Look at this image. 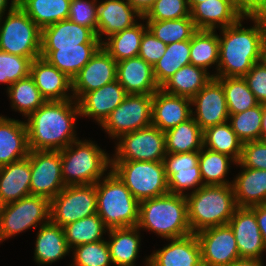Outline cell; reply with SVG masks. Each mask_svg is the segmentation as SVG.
I'll return each mask as SVG.
<instances>
[{"instance_id": "cell-1", "label": "cell", "mask_w": 266, "mask_h": 266, "mask_svg": "<svg viewBox=\"0 0 266 266\" xmlns=\"http://www.w3.org/2000/svg\"><path fill=\"white\" fill-rule=\"evenodd\" d=\"M250 18L254 25L245 28L241 22ZM243 16L236 23L221 28L219 38V62L213 77H244L256 62L262 60V43L266 21Z\"/></svg>"}, {"instance_id": "cell-2", "label": "cell", "mask_w": 266, "mask_h": 266, "mask_svg": "<svg viewBox=\"0 0 266 266\" xmlns=\"http://www.w3.org/2000/svg\"><path fill=\"white\" fill-rule=\"evenodd\" d=\"M79 115V106L74 99L46 101L28 116L29 149L60 151L66 148L77 140L74 128Z\"/></svg>"}, {"instance_id": "cell-3", "label": "cell", "mask_w": 266, "mask_h": 266, "mask_svg": "<svg viewBox=\"0 0 266 266\" xmlns=\"http://www.w3.org/2000/svg\"><path fill=\"white\" fill-rule=\"evenodd\" d=\"M137 227L153 231L164 239L180 238L191 234L186 196L167 193L139 202Z\"/></svg>"}, {"instance_id": "cell-4", "label": "cell", "mask_w": 266, "mask_h": 266, "mask_svg": "<svg viewBox=\"0 0 266 266\" xmlns=\"http://www.w3.org/2000/svg\"><path fill=\"white\" fill-rule=\"evenodd\" d=\"M185 196L188 222L194 234L227 225L237 208L232 184L203 185Z\"/></svg>"}, {"instance_id": "cell-5", "label": "cell", "mask_w": 266, "mask_h": 266, "mask_svg": "<svg viewBox=\"0 0 266 266\" xmlns=\"http://www.w3.org/2000/svg\"><path fill=\"white\" fill-rule=\"evenodd\" d=\"M95 184L97 214L109 229L135 227L139 221V201L110 169Z\"/></svg>"}, {"instance_id": "cell-6", "label": "cell", "mask_w": 266, "mask_h": 266, "mask_svg": "<svg viewBox=\"0 0 266 266\" xmlns=\"http://www.w3.org/2000/svg\"><path fill=\"white\" fill-rule=\"evenodd\" d=\"M60 154L65 186L96 184L111 167L108 154L91 140L77 139L60 150Z\"/></svg>"}, {"instance_id": "cell-7", "label": "cell", "mask_w": 266, "mask_h": 266, "mask_svg": "<svg viewBox=\"0 0 266 266\" xmlns=\"http://www.w3.org/2000/svg\"><path fill=\"white\" fill-rule=\"evenodd\" d=\"M0 18V50L7 53L29 57H40L41 29L11 0L8 14L4 21Z\"/></svg>"}, {"instance_id": "cell-8", "label": "cell", "mask_w": 266, "mask_h": 266, "mask_svg": "<svg viewBox=\"0 0 266 266\" xmlns=\"http://www.w3.org/2000/svg\"><path fill=\"white\" fill-rule=\"evenodd\" d=\"M110 169L139 202L169 193L163 161H111Z\"/></svg>"}, {"instance_id": "cell-9", "label": "cell", "mask_w": 266, "mask_h": 266, "mask_svg": "<svg viewBox=\"0 0 266 266\" xmlns=\"http://www.w3.org/2000/svg\"><path fill=\"white\" fill-rule=\"evenodd\" d=\"M42 221V222H41ZM50 221V200L29 195L0 206V242ZM41 224V225H40Z\"/></svg>"}, {"instance_id": "cell-10", "label": "cell", "mask_w": 266, "mask_h": 266, "mask_svg": "<svg viewBox=\"0 0 266 266\" xmlns=\"http://www.w3.org/2000/svg\"><path fill=\"white\" fill-rule=\"evenodd\" d=\"M97 214L95 184L65 186L50 200V221L60 227Z\"/></svg>"}, {"instance_id": "cell-11", "label": "cell", "mask_w": 266, "mask_h": 266, "mask_svg": "<svg viewBox=\"0 0 266 266\" xmlns=\"http://www.w3.org/2000/svg\"><path fill=\"white\" fill-rule=\"evenodd\" d=\"M153 95L128 94L100 125L112 138L152 125Z\"/></svg>"}, {"instance_id": "cell-12", "label": "cell", "mask_w": 266, "mask_h": 266, "mask_svg": "<svg viewBox=\"0 0 266 266\" xmlns=\"http://www.w3.org/2000/svg\"><path fill=\"white\" fill-rule=\"evenodd\" d=\"M111 161H164L165 132L153 125L121 135Z\"/></svg>"}, {"instance_id": "cell-13", "label": "cell", "mask_w": 266, "mask_h": 266, "mask_svg": "<svg viewBox=\"0 0 266 266\" xmlns=\"http://www.w3.org/2000/svg\"><path fill=\"white\" fill-rule=\"evenodd\" d=\"M31 195L53 199L65 187L60 151L30 150Z\"/></svg>"}, {"instance_id": "cell-14", "label": "cell", "mask_w": 266, "mask_h": 266, "mask_svg": "<svg viewBox=\"0 0 266 266\" xmlns=\"http://www.w3.org/2000/svg\"><path fill=\"white\" fill-rule=\"evenodd\" d=\"M195 235L201 247L203 266H229L240 258L234 233L228 224L207 228Z\"/></svg>"}, {"instance_id": "cell-15", "label": "cell", "mask_w": 266, "mask_h": 266, "mask_svg": "<svg viewBox=\"0 0 266 266\" xmlns=\"http://www.w3.org/2000/svg\"><path fill=\"white\" fill-rule=\"evenodd\" d=\"M117 62L101 46L72 79L73 99L77 102L85 93L116 80Z\"/></svg>"}, {"instance_id": "cell-16", "label": "cell", "mask_w": 266, "mask_h": 266, "mask_svg": "<svg viewBox=\"0 0 266 266\" xmlns=\"http://www.w3.org/2000/svg\"><path fill=\"white\" fill-rule=\"evenodd\" d=\"M191 105L196 107L192 117L202 130L229 121L223 86L214 77L191 99Z\"/></svg>"}, {"instance_id": "cell-17", "label": "cell", "mask_w": 266, "mask_h": 266, "mask_svg": "<svg viewBox=\"0 0 266 266\" xmlns=\"http://www.w3.org/2000/svg\"><path fill=\"white\" fill-rule=\"evenodd\" d=\"M199 151L189 153H166L164 165L168 179V191L172 194L185 195L184 190L203 186L199 168Z\"/></svg>"}, {"instance_id": "cell-18", "label": "cell", "mask_w": 266, "mask_h": 266, "mask_svg": "<svg viewBox=\"0 0 266 266\" xmlns=\"http://www.w3.org/2000/svg\"><path fill=\"white\" fill-rule=\"evenodd\" d=\"M228 225L234 233L240 258L262 259L266 248L255 212L250 207H237Z\"/></svg>"}, {"instance_id": "cell-19", "label": "cell", "mask_w": 266, "mask_h": 266, "mask_svg": "<svg viewBox=\"0 0 266 266\" xmlns=\"http://www.w3.org/2000/svg\"><path fill=\"white\" fill-rule=\"evenodd\" d=\"M83 43H102L91 29L65 19L41 30V50L80 47Z\"/></svg>"}, {"instance_id": "cell-20", "label": "cell", "mask_w": 266, "mask_h": 266, "mask_svg": "<svg viewBox=\"0 0 266 266\" xmlns=\"http://www.w3.org/2000/svg\"><path fill=\"white\" fill-rule=\"evenodd\" d=\"M116 80L127 94L153 95L160 89L153 66L139 56L117 62Z\"/></svg>"}, {"instance_id": "cell-21", "label": "cell", "mask_w": 266, "mask_h": 266, "mask_svg": "<svg viewBox=\"0 0 266 266\" xmlns=\"http://www.w3.org/2000/svg\"><path fill=\"white\" fill-rule=\"evenodd\" d=\"M30 76L46 101L73 99V95L69 96L67 93L72 90V79L43 57L32 61Z\"/></svg>"}, {"instance_id": "cell-22", "label": "cell", "mask_w": 266, "mask_h": 266, "mask_svg": "<svg viewBox=\"0 0 266 266\" xmlns=\"http://www.w3.org/2000/svg\"><path fill=\"white\" fill-rule=\"evenodd\" d=\"M192 117L191 99L158 89L153 94L152 125L166 132Z\"/></svg>"}, {"instance_id": "cell-23", "label": "cell", "mask_w": 266, "mask_h": 266, "mask_svg": "<svg viewBox=\"0 0 266 266\" xmlns=\"http://www.w3.org/2000/svg\"><path fill=\"white\" fill-rule=\"evenodd\" d=\"M127 95L117 80L87 92L77 101L80 116L93 117L101 125Z\"/></svg>"}, {"instance_id": "cell-24", "label": "cell", "mask_w": 266, "mask_h": 266, "mask_svg": "<svg viewBox=\"0 0 266 266\" xmlns=\"http://www.w3.org/2000/svg\"><path fill=\"white\" fill-rule=\"evenodd\" d=\"M168 240V245L148 257L154 266H203L201 247L194 233Z\"/></svg>"}, {"instance_id": "cell-25", "label": "cell", "mask_w": 266, "mask_h": 266, "mask_svg": "<svg viewBox=\"0 0 266 266\" xmlns=\"http://www.w3.org/2000/svg\"><path fill=\"white\" fill-rule=\"evenodd\" d=\"M140 15L126 0H105L97 5V38L108 37L114 33L134 26L135 17Z\"/></svg>"}, {"instance_id": "cell-26", "label": "cell", "mask_w": 266, "mask_h": 266, "mask_svg": "<svg viewBox=\"0 0 266 266\" xmlns=\"http://www.w3.org/2000/svg\"><path fill=\"white\" fill-rule=\"evenodd\" d=\"M26 122L0 116V167L28 157Z\"/></svg>"}, {"instance_id": "cell-27", "label": "cell", "mask_w": 266, "mask_h": 266, "mask_svg": "<svg viewBox=\"0 0 266 266\" xmlns=\"http://www.w3.org/2000/svg\"><path fill=\"white\" fill-rule=\"evenodd\" d=\"M190 17L197 30H215L230 26L243 16L231 0H206L190 10Z\"/></svg>"}, {"instance_id": "cell-28", "label": "cell", "mask_w": 266, "mask_h": 266, "mask_svg": "<svg viewBox=\"0 0 266 266\" xmlns=\"http://www.w3.org/2000/svg\"><path fill=\"white\" fill-rule=\"evenodd\" d=\"M28 157L0 167V206L31 195Z\"/></svg>"}, {"instance_id": "cell-29", "label": "cell", "mask_w": 266, "mask_h": 266, "mask_svg": "<svg viewBox=\"0 0 266 266\" xmlns=\"http://www.w3.org/2000/svg\"><path fill=\"white\" fill-rule=\"evenodd\" d=\"M241 168V173L232 181L237 207L266 203V170Z\"/></svg>"}, {"instance_id": "cell-30", "label": "cell", "mask_w": 266, "mask_h": 266, "mask_svg": "<svg viewBox=\"0 0 266 266\" xmlns=\"http://www.w3.org/2000/svg\"><path fill=\"white\" fill-rule=\"evenodd\" d=\"M101 46L102 43H83L80 47L41 50L40 56L73 79Z\"/></svg>"}, {"instance_id": "cell-31", "label": "cell", "mask_w": 266, "mask_h": 266, "mask_svg": "<svg viewBox=\"0 0 266 266\" xmlns=\"http://www.w3.org/2000/svg\"><path fill=\"white\" fill-rule=\"evenodd\" d=\"M63 227L51 221L39 227L35 242L34 259L40 264H50L60 260L70 252Z\"/></svg>"}, {"instance_id": "cell-32", "label": "cell", "mask_w": 266, "mask_h": 266, "mask_svg": "<svg viewBox=\"0 0 266 266\" xmlns=\"http://www.w3.org/2000/svg\"><path fill=\"white\" fill-rule=\"evenodd\" d=\"M212 78L205 69L189 64L176 71L160 89L168 94L192 99Z\"/></svg>"}, {"instance_id": "cell-33", "label": "cell", "mask_w": 266, "mask_h": 266, "mask_svg": "<svg viewBox=\"0 0 266 266\" xmlns=\"http://www.w3.org/2000/svg\"><path fill=\"white\" fill-rule=\"evenodd\" d=\"M137 226L109 229L111 260L117 266H134L140 247V233Z\"/></svg>"}, {"instance_id": "cell-34", "label": "cell", "mask_w": 266, "mask_h": 266, "mask_svg": "<svg viewBox=\"0 0 266 266\" xmlns=\"http://www.w3.org/2000/svg\"><path fill=\"white\" fill-rule=\"evenodd\" d=\"M71 0H17V5L43 28L68 19Z\"/></svg>"}, {"instance_id": "cell-35", "label": "cell", "mask_w": 266, "mask_h": 266, "mask_svg": "<svg viewBox=\"0 0 266 266\" xmlns=\"http://www.w3.org/2000/svg\"><path fill=\"white\" fill-rule=\"evenodd\" d=\"M166 153H189L203 148V130L193 117L165 132Z\"/></svg>"}, {"instance_id": "cell-36", "label": "cell", "mask_w": 266, "mask_h": 266, "mask_svg": "<svg viewBox=\"0 0 266 266\" xmlns=\"http://www.w3.org/2000/svg\"><path fill=\"white\" fill-rule=\"evenodd\" d=\"M146 30L147 25L136 23L128 29L110 35L106 38L107 42H102V47L116 62L137 57Z\"/></svg>"}, {"instance_id": "cell-37", "label": "cell", "mask_w": 266, "mask_h": 266, "mask_svg": "<svg viewBox=\"0 0 266 266\" xmlns=\"http://www.w3.org/2000/svg\"><path fill=\"white\" fill-rule=\"evenodd\" d=\"M243 143L227 122L203 130V147L240 161Z\"/></svg>"}, {"instance_id": "cell-38", "label": "cell", "mask_w": 266, "mask_h": 266, "mask_svg": "<svg viewBox=\"0 0 266 266\" xmlns=\"http://www.w3.org/2000/svg\"><path fill=\"white\" fill-rule=\"evenodd\" d=\"M216 30H197L190 40V63L206 71L219 62V38Z\"/></svg>"}, {"instance_id": "cell-39", "label": "cell", "mask_w": 266, "mask_h": 266, "mask_svg": "<svg viewBox=\"0 0 266 266\" xmlns=\"http://www.w3.org/2000/svg\"><path fill=\"white\" fill-rule=\"evenodd\" d=\"M190 63V40L166 45L164 55L153 66L157 84L161 87L176 71Z\"/></svg>"}, {"instance_id": "cell-40", "label": "cell", "mask_w": 266, "mask_h": 266, "mask_svg": "<svg viewBox=\"0 0 266 266\" xmlns=\"http://www.w3.org/2000/svg\"><path fill=\"white\" fill-rule=\"evenodd\" d=\"M231 161L236 164L230 156L203 147L199 151L198 161L203 185H231L232 183L225 179Z\"/></svg>"}, {"instance_id": "cell-41", "label": "cell", "mask_w": 266, "mask_h": 266, "mask_svg": "<svg viewBox=\"0 0 266 266\" xmlns=\"http://www.w3.org/2000/svg\"><path fill=\"white\" fill-rule=\"evenodd\" d=\"M108 228L98 214L79 219L63 227L64 234L70 249L82 244L92 243L102 239Z\"/></svg>"}, {"instance_id": "cell-42", "label": "cell", "mask_w": 266, "mask_h": 266, "mask_svg": "<svg viewBox=\"0 0 266 266\" xmlns=\"http://www.w3.org/2000/svg\"><path fill=\"white\" fill-rule=\"evenodd\" d=\"M7 91L12 103L11 107L25 117L35 112L46 102L30 75L8 86Z\"/></svg>"}, {"instance_id": "cell-43", "label": "cell", "mask_w": 266, "mask_h": 266, "mask_svg": "<svg viewBox=\"0 0 266 266\" xmlns=\"http://www.w3.org/2000/svg\"><path fill=\"white\" fill-rule=\"evenodd\" d=\"M223 86L229 114H237L259 103L243 77H214Z\"/></svg>"}, {"instance_id": "cell-44", "label": "cell", "mask_w": 266, "mask_h": 266, "mask_svg": "<svg viewBox=\"0 0 266 266\" xmlns=\"http://www.w3.org/2000/svg\"><path fill=\"white\" fill-rule=\"evenodd\" d=\"M147 29L163 43L171 44L191 40L197 31L191 17L176 20L146 21Z\"/></svg>"}, {"instance_id": "cell-45", "label": "cell", "mask_w": 266, "mask_h": 266, "mask_svg": "<svg viewBox=\"0 0 266 266\" xmlns=\"http://www.w3.org/2000/svg\"><path fill=\"white\" fill-rule=\"evenodd\" d=\"M263 104L247 109L246 111L229 114L228 122L238 139L242 143L261 140V122Z\"/></svg>"}, {"instance_id": "cell-46", "label": "cell", "mask_w": 266, "mask_h": 266, "mask_svg": "<svg viewBox=\"0 0 266 266\" xmlns=\"http://www.w3.org/2000/svg\"><path fill=\"white\" fill-rule=\"evenodd\" d=\"M72 266H110L112 263L107 241L101 240L74 247Z\"/></svg>"}, {"instance_id": "cell-47", "label": "cell", "mask_w": 266, "mask_h": 266, "mask_svg": "<svg viewBox=\"0 0 266 266\" xmlns=\"http://www.w3.org/2000/svg\"><path fill=\"white\" fill-rule=\"evenodd\" d=\"M32 59L0 50V83L9 86L30 75Z\"/></svg>"}, {"instance_id": "cell-48", "label": "cell", "mask_w": 266, "mask_h": 266, "mask_svg": "<svg viewBox=\"0 0 266 266\" xmlns=\"http://www.w3.org/2000/svg\"><path fill=\"white\" fill-rule=\"evenodd\" d=\"M190 16L187 0H157L142 17L147 21L176 20Z\"/></svg>"}, {"instance_id": "cell-49", "label": "cell", "mask_w": 266, "mask_h": 266, "mask_svg": "<svg viewBox=\"0 0 266 266\" xmlns=\"http://www.w3.org/2000/svg\"><path fill=\"white\" fill-rule=\"evenodd\" d=\"M97 0H71L68 19L97 34Z\"/></svg>"}, {"instance_id": "cell-50", "label": "cell", "mask_w": 266, "mask_h": 266, "mask_svg": "<svg viewBox=\"0 0 266 266\" xmlns=\"http://www.w3.org/2000/svg\"><path fill=\"white\" fill-rule=\"evenodd\" d=\"M236 164L241 167L266 170V140L243 143L242 155Z\"/></svg>"}, {"instance_id": "cell-51", "label": "cell", "mask_w": 266, "mask_h": 266, "mask_svg": "<svg viewBox=\"0 0 266 266\" xmlns=\"http://www.w3.org/2000/svg\"><path fill=\"white\" fill-rule=\"evenodd\" d=\"M259 104H266V63L256 62L243 77Z\"/></svg>"}, {"instance_id": "cell-52", "label": "cell", "mask_w": 266, "mask_h": 266, "mask_svg": "<svg viewBox=\"0 0 266 266\" xmlns=\"http://www.w3.org/2000/svg\"><path fill=\"white\" fill-rule=\"evenodd\" d=\"M165 51L166 44L157 39L147 29L142 36L138 56L154 66V64L164 55Z\"/></svg>"}, {"instance_id": "cell-53", "label": "cell", "mask_w": 266, "mask_h": 266, "mask_svg": "<svg viewBox=\"0 0 266 266\" xmlns=\"http://www.w3.org/2000/svg\"><path fill=\"white\" fill-rule=\"evenodd\" d=\"M242 16H253L262 5V0H231Z\"/></svg>"}, {"instance_id": "cell-54", "label": "cell", "mask_w": 266, "mask_h": 266, "mask_svg": "<svg viewBox=\"0 0 266 266\" xmlns=\"http://www.w3.org/2000/svg\"><path fill=\"white\" fill-rule=\"evenodd\" d=\"M255 212L257 224L260 228L263 243L266 248V203L250 207Z\"/></svg>"}, {"instance_id": "cell-55", "label": "cell", "mask_w": 266, "mask_h": 266, "mask_svg": "<svg viewBox=\"0 0 266 266\" xmlns=\"http://www.w3.org/2000/svg\"><path fill=\"white\" fill-rule=\"evenodd\" d=\"M142 17L157 0H126Z\"/></svg>"}, {"instance_id": "cell-56", "label": "cell", "mask_w": 266, "mask_h": 266, "mask_svg": "<svg viewBox=\"0 0 266 266\" xmlns=\"http://www.w3.org/2000/svg\"><path fill=\"white\" fill-rule=\"evenodd\" d=\"M229 266H263V263L262 259L239 258Z\"/></svg>"}, {"instance_id": "cell-57", "label": "cell", "mask_w": 266, "mask_h": 266, "mask_svg": "<svg viewBox=\"0 0 266 266\" xmlns=\"http://www.w3.org/2000/svg\"><path fill=\"white\" fill-rule=\"evenodd\" d=\"M266 139V104H263V116L261 122V140Z\"/></svg>"}, {"instance_id": "cell-58", "label": "cell", "mask_w": 266, "mask_h": 266, "mask_svg": "<svg viewBox=\"0 0 266 266\" xmlns=\"http://www.w3.org/2000/svg\"><path fill=\"white\" fill-rule=\"evenodd\" d=\"M253 16L266 21V0H262L261 8Z\"/></svg>"}, {"instance_id": "cell-59", "label": "cell", "mask_w": 266, "mask_h": 266, "mask_svg": "<svg viewBox=\"0 0 266 266\" xmlns=\"http://www.w3.org/2000/svg\"><path fill=\"white\" fill-rule=\"evenodd\" d=\"M9 0H0V18L3 17Z\"/></svg>"}, {"instance_id": "cell-60", "label": "cell", "mask_w": 266, "mask_h": 266, "mask_svg": "<svg viewBox=\"0 0 266 266\" xmlns=\"http://www.w3.org/2000/svg\"><path fill=\"white\" fill-rule=\"evenodd\" d=\"M262 60L266 63V30L263 37L262 43Z\"/></svg>"}, {"instance_id": "cell-61", "label": "cell", "mask_w": 266, "mask_h": 266, "mask_svg": "<svg viewBox=\"0 0 266 266\" xmlns=\"http://www.w3.org/2000/svg\"><path fill=\"white\" fill-rule=\"evenodd\" d=\"M206 0H187L189 9L191 10L196 4L202 3Z\"/></svg>"}, {"instance_id": "cell-62", "label": "cell", "mask_w": 266, "mask_h": 266, "mask_svg": "<svg viewBox=\"0 0 266 266\" xmlns=\"http://www.w3.org/2000/svg\"><path fill=\"white\" fill-rule=\"evenodd\" d=\"M146 266H154L150 261H149V258H146V263H145Z\"/></svg>"}]
</instances>
